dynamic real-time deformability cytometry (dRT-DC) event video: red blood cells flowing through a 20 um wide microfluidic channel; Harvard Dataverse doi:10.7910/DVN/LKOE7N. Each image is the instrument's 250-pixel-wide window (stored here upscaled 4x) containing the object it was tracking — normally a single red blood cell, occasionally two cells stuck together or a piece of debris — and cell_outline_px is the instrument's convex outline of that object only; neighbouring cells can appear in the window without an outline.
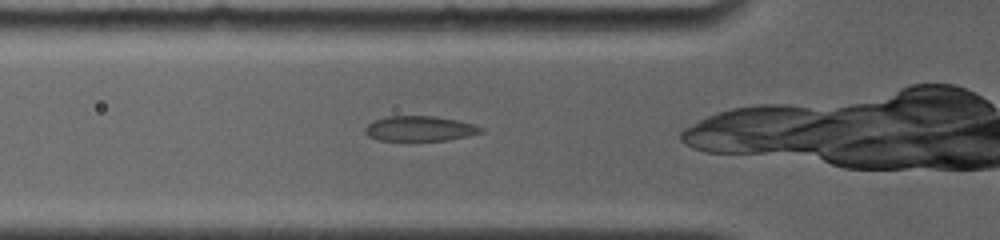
{"species": "common noctule bat (a hibernating species)", "species_latin": "Nyctalus noctula", "temperature_condition": "room temperature", "stored_images_in_passage": 21, "camera_frame_rate_fps": 4000, "um_per_image_px": 0.085, "animal": {"sex": "female", "body_mass_g": 19.0, "forearm_length_mm": 56.7}, "frame": {"image": 1, "passage_image": 2, "time_ms": 0.5, "image_size_px": [1000, 240], "cell_outline_px": [[484, 132], [468, 136], [448, 140], [380, 140], [368, 136], [364, 132], [364, 128], [368, 124], [376, 120], [388, 116], [436, 116], [476, 124], [484, 128]], "centroid_in_image_um": [35.72, 10.93], "position_along_channel_um": 90.1, "area_um2": 16.94}}
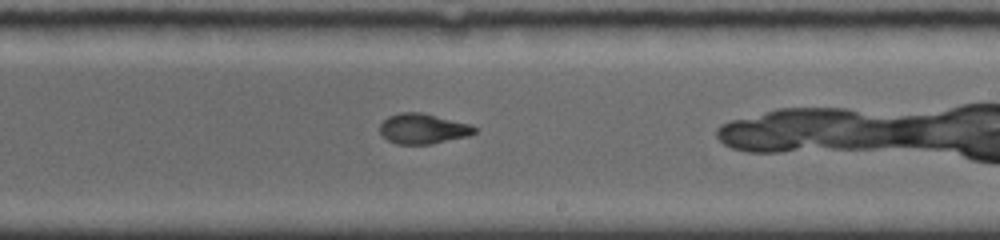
{"frame": {"image": 2, "passage_image": 10, "time_ms": 4.75, "image_size_px": [1000, 240], "cell_outline_px": [[480, 128], [476, 132], [468, 136], [432, 144], [396, 144], [388, 140], [380, 132], [380, 124], [388, 116], [400, 112], [420, 112], [472, 124]], "centroid_in_image_um": [36.0, 10.94], "position_along_channel_um": 253.0, "area_um2": 16.82}}
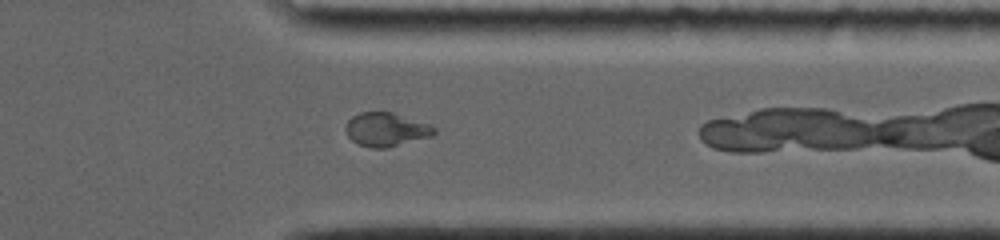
{"frame": {"image": 3, "passage_image": 16, "time_ms": 8.0, "image_size_px": [1000, 240], "cell_outline_px": [[436, 132], [432, 136], [388, 148], [372, 148], [360, 144], [352, 140], [348, 136], [344, 128], [348, 120], [352, 116], [360, 112], [392, 112], [432, 124], [436, 128]], "centroid_in_image_um": [32.85, 11.0], "position_along_channel_um": 378.6, "area_um2": 17.57}}